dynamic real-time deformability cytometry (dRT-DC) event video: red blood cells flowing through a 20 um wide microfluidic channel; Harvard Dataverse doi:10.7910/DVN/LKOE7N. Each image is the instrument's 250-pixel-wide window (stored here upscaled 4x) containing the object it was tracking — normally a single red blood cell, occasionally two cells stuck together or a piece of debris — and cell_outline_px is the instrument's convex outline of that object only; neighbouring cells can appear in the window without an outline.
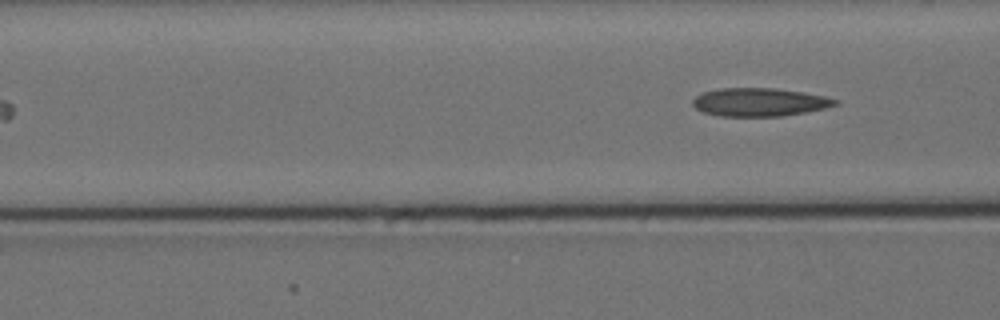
{"species": "Egyptian fruit bat (a non-hibernating species)", "species_latin": "Rousettus aegyptiacus", "temperature_condition": "cold", "stored_images_in_passage": 5, "camera_frame_rate_fps": 3000, "um_per_image_px": 0.085, "animal": {"sex": "female"}, "frame": {"image": 1, "passage_image": 5, "time_ms": 5.0, "image_size_px": [1000, 320], "cell_outline_px": [[840, 104], [824, 108], [804, 112], [780, 116], [720, 116], [704, 112], [696, 108], [692, 104], [692, 100], [696, 96], [704, 92], [716, 88], [776, 88], [804, 92], [824, 96], [840, 100]], "centroid_in_image_um": [64.57, 8.67], "position_along_channel_um": 102.0, "area_um2": 23.47}}